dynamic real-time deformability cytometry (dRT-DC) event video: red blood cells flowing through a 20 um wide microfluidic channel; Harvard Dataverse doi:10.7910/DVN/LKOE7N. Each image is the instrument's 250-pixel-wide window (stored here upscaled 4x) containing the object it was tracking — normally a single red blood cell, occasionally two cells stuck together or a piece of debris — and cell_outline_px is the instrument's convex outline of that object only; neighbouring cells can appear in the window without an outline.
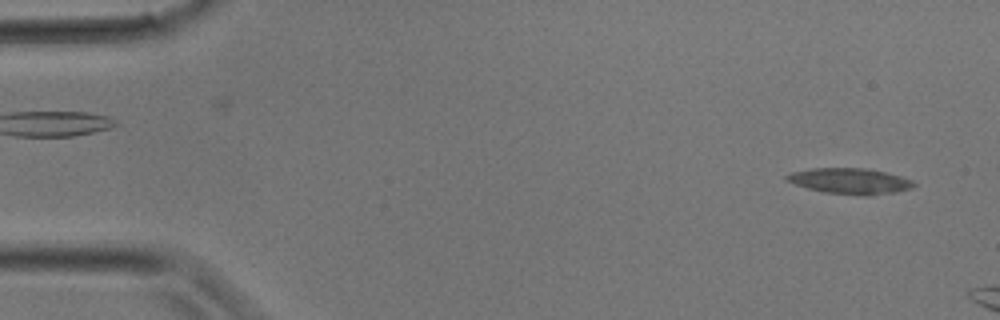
{"species": "common noctule bat (a hibernating species)", "species_latin": "Nyctalus noctula", "temperature_condition": "room temperature", "stored_images_in_passage": 5, "camera_frame_rate_fps": 3000, "um_per_image_px": 0.085, "animal": {"sex": "male", "body_mass_g": 17.9}, "frame": {"image": 1, "passage_image": 2, "time_ms": 0.333, "image_size_px": [1000, 320], "cell_outline_px": [[916, 184], [912, 188], [896, 192], [868, 196], [864, 196], [824, 192], [808, 188], [784, 180], [784, 176], [792, 172], [812, 168], [864, 168], [884, 172], [900, 176], [912, 180]], "centroid_in_image_um": [72.25, 15.39], "position_along_channel_um": 12.8, "area_um2": 19.07}}